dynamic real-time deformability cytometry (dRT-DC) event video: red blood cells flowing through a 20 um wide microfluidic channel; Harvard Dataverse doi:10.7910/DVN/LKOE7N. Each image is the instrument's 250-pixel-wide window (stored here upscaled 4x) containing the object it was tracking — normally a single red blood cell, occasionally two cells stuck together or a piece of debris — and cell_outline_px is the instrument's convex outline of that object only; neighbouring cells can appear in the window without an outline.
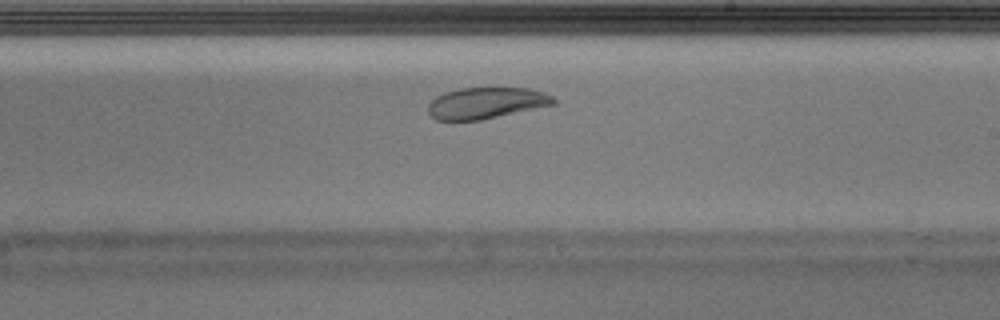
{"species": "Egyptian fruit bat (a non-hibernating species)", "species_latin": "Rousettus aegyptiacus", "temperature_condition": "warm", "stored_images_in_passage": 29, "camera_frame_rate_fps": 3000, "um_per_image_px": 0.085, "animal": {"sex": "male"}, "frame": {"image": 1, "passage_image": 17, "time_ms": 5.333, "image_size_px": [1000, 320], "cell_outline_px": [[556, 104], [480, 120], [436, 120], [428, 112], [428, 104], [436, 96], [444, 92], [460, 88], [528, 88], [544, 92], [552, 96], [556, 100]], "centroid_in_image_um": [41.32, 8.75], "position_along_channel_um": 247.7, "area_um2": 22.83}}